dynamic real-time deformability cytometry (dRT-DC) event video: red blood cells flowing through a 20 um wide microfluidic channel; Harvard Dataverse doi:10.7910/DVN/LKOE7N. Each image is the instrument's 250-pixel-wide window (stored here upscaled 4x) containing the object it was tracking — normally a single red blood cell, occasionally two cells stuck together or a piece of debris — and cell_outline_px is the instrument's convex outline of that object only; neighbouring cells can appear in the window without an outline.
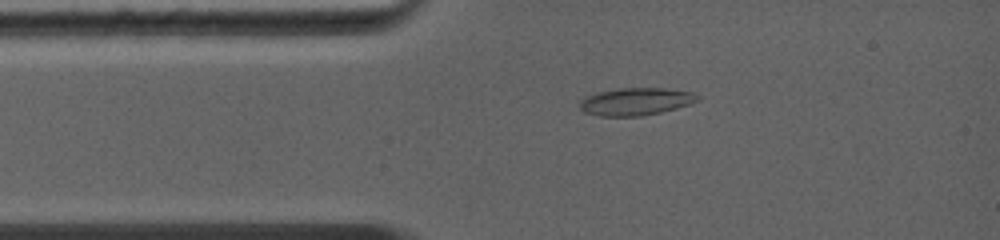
{"species": "common noctule bat (a hibernating species)", "species_latin": "Nyctalus noctula", "temperature_condition": "warm", "stored_images_in_passage": 3, "camera_frame_rate_fps": 5000, "um_per_image_px": 0.085, "animal": {"sex": "female", "body_mass_g": 19.0, "forearm_length_mm": 56.7}, "frame": {"image": 1, "passage_image": 2, "time_ms": 1.2, "image_size_px": [1000, 240], "cell_outline_px": [[700, 100], [676, 108], [660, 112], [640, 116], [600, 116], [584, 112], [580, 108], [580, 100], [588, 96], [600, 92], [620, 88], [664, 88], [692, 92], [700, 96]], "centroid_in_image_um": [54.06, 8.63], "position_along_channel_um": 30.9, "area_um2": 18.67}}
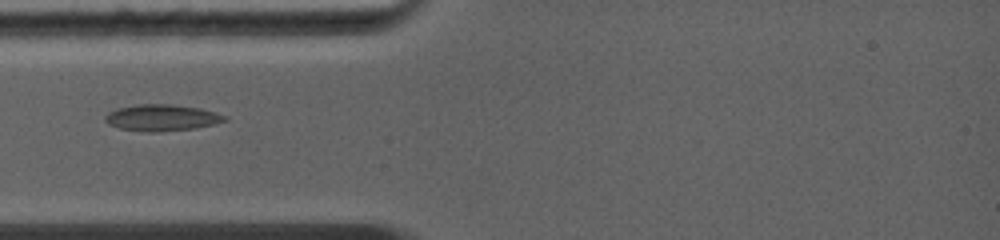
{"frame": {"image": 2, "passage_image": 3, "time_ms": 2.4, "image_size_px": [1000, 240], "cell_outline_px": [[228, 120], [196, 128], [160, 132], [148, 132], [120, 128], [108, 124], [104, 120], [104, 116], [108, 112], [116, 108], [140, 104], [168, 104], [200, 108], [228, 116]], "centroid_in_image_um": [13.74, 10.0], "position_along_channel_um": 71.3, "area_um2": 18.44}}